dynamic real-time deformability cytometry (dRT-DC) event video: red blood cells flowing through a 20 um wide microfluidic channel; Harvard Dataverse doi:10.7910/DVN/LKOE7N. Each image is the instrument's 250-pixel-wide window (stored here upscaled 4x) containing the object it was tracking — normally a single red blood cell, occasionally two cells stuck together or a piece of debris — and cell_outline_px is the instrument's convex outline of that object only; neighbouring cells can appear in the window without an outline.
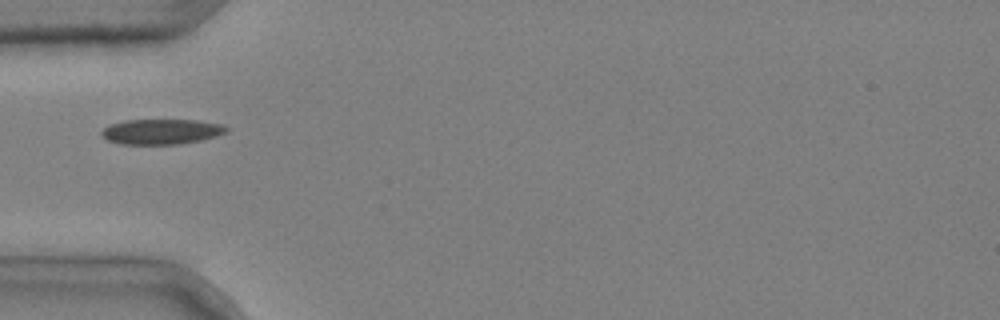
{"species": "common noctule bat (a hibernating species)", "species_latin": "Nyctalus noctula", "temperature_condition": "cold", "stored_images_in_passage": 8, "camera_frame_rate_fps": 3000, "um_per_image_px": 0.085, "animal": {"sex": "male", "body_mass_g": 20.4}, "frame": {"image": 1, "passage_image": 3, "time_ms": 0.667, "image_size_px": [1000, 320], "cell_outline_px": [[228, 128], [224, 132], [216, 136], [200, 140], [180, 144], [120, 144], [108, 140], [100, 136], [100, 132], [108, 124], [124, 120], [196, 120], [224, 124]], "centroid_in_image_um": [13.67, 11.18], "position_along_channel_um": 71.3, "area_um2": 18.44}}
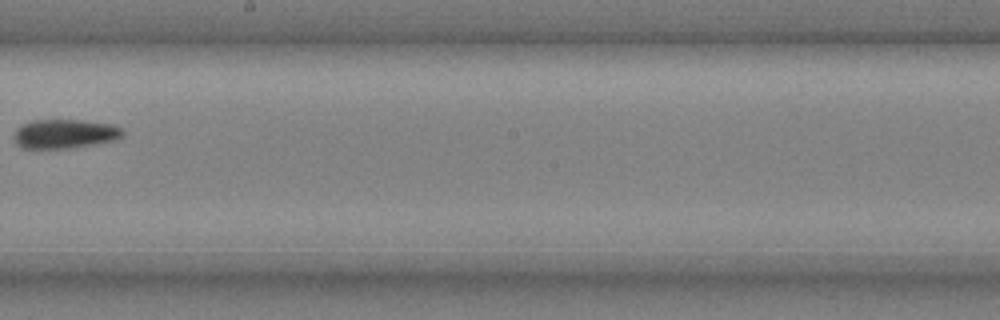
{"frame": {"image": 2, "passage_image": 7, "time_ms": 2.0, "image_size_px": [1000, 320], "cell_outline_px": [[124, 136], [116, 140], [68, 148], [24, 148], [16, 144], [16, 132], [24, 124], [32, 120], [80, 120], [112, 124], [120, 128], [124, 132]], "centroid_in_image_um": [5.56, 11.37], "position_along_channel_um": 242.6, "area_um2": 18.09}}
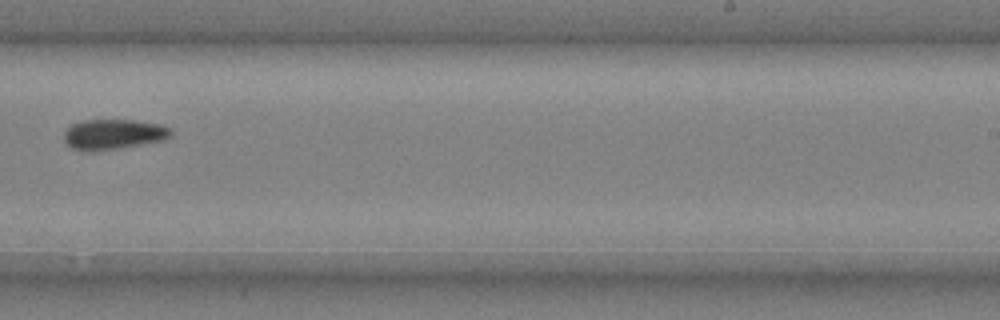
{"frame": {"image": 3, "passage_image": 8, "time_ms": 2.333, "image_size_px": [1000, 320], "cell_outline_px": [[172, 136], [164, 140], [92, 152], [72, 148], [64, 140], [64, 132], [72, 124], [84, 120], [132, 120], [160, 124], [168, 128], [172, 132]], "centroid_in_image_um": [9.63, 11.41], "position_along_channel_um": 279.4, "area_um2": 18.61}}